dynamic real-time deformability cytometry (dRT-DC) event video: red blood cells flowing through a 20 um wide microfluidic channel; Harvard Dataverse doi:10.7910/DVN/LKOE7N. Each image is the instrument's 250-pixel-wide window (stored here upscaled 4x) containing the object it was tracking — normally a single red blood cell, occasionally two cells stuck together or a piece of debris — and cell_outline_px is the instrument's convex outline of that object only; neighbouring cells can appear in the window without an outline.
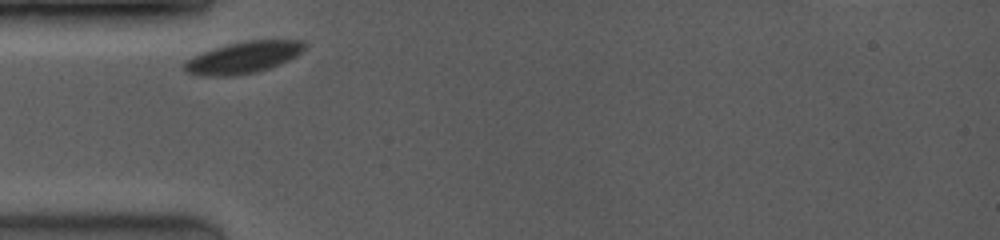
{"species": "common noctule bat (a hibernating species)", "species_latin": "Nyctalus noctula", "temperature_condition": "room temperature", "stored_images_in_passage": 27, "camera_frame_rate_fps": 3500, "um_per_image_px": 0.085, "animal": {"sex": "female", "body_mass_g": 19.0, "forearm_length_mm": 53.3}, "frame": {"image": 1, "passage_image": 1, "time_ms": 0.0, "image_size_px": [1000, 240], "cell_outline_px": [[304, 48], [296, 56], [280, 64], [256, 72], [236, 76], [196, 76], [188, 72], [184, 68], [184, 64], [192, 56], [228, 44], [248, 40], [304, 40]], "centroid_in_image_um": [20.68, 4.9], "position_along_channel_um": 64.3, "area_um2": 21.96}}
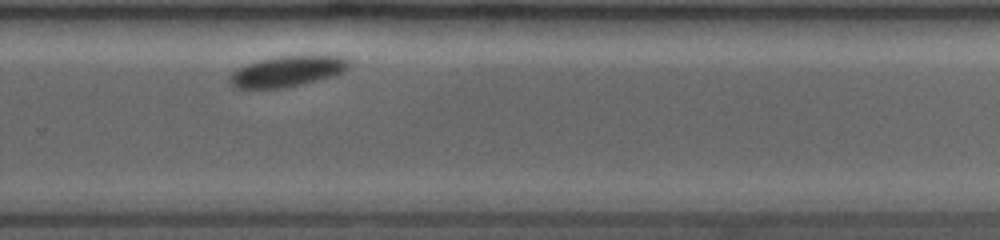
{"frame": {"image": 2, "passage_image": 20, "time_ms": 6.571, "image_size_px": [1000, 240], "cell_outline_px": [[348, 68], [332, 76], [300, 84], [280, 88], [236, 88], [228, 80], [228, 76], [232, 72], [248, 64], [260, 60], [280, 56], [340, 56], [348, 60]], "centroid_in_image_um": [24.37, 6.06], "position_along_channel_um": 305.4, "area_um2": 20.69}}
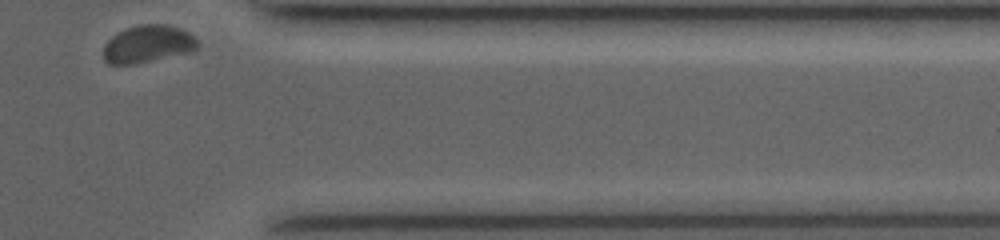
{"frame": {"image": 3, "passage_image": 27, "time_ms": 9.143, "image_size_px": [1000, 240], "cell_outline_px": [[200, 44], [196, 48], [188, 52], [136, 64], [108, 64], [104, 60], [104, 44], [116, 32], [140, 24], [164, 24], [180, 28], [188, 32]], "centroid_in_image_um": [12.53, 3.74], "position_along_channel_um": 398.9, "area_um2": 20.4}, "authors_computed_cell_mechanics": {"area_um2": 21.964, "velocity_mm_per_s": 3.6824, "shape_relaxation_time_tau1_ms": 3.5166, "shape_relaxation_time_tau2_ms": null, "deformation_change_tau1": 0.1077, "deformation_change_tau2": null}}